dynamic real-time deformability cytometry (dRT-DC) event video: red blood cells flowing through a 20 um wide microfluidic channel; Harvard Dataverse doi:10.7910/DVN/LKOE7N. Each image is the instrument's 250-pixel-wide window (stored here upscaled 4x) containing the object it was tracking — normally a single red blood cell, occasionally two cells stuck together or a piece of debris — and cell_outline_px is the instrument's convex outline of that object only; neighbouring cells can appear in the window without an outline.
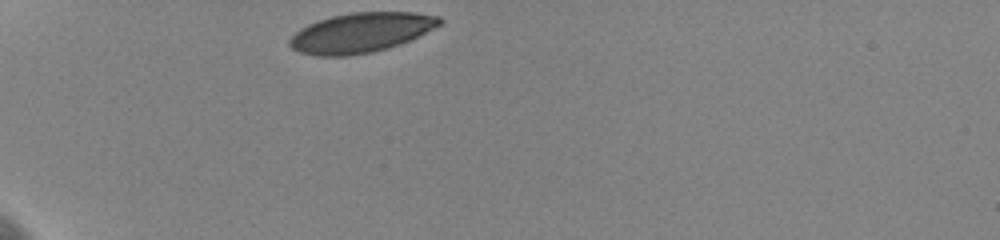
{"species": "human", "species_latin": "Homo sapiens", "temperature_condition": "cold", "stored_images_in_passage": 33, "camera_frame_rate_fps": 3000, "um_per_image_px": 0.085, "donor": {"sex": "female"}, "frame": {"image": 1, "passage_image": 1, "time_ms": 0.0, "image_size_px": [1000, 240], "cell_outline_px": [[444, 20], [440, 24], [400, 44], [388, 48], [372, 52], [348, 56], [316, 56], [300, 52], [292, 48], [288, 44], [288, 40], [300, 28], [308, 24], [332, 16], [352, 12], [416, 12], [440, 16]], "centroid_in_image_um": [30.66, 2.77], "position_along_channel_um": 54.3, "area_um2": 34.56}}
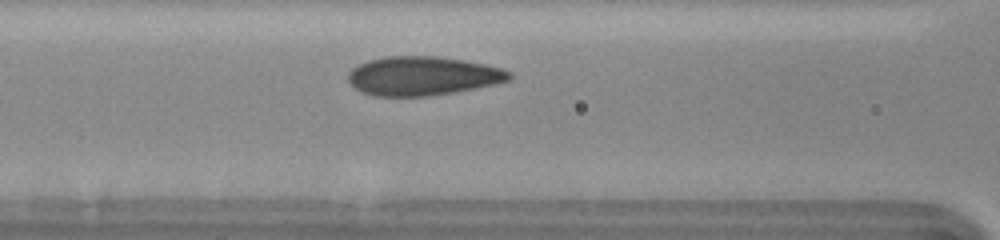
{"frame": {"image": 2, "passage_image": 10, "time_ms": 3.0, "image_size_px": [1000, 240], "cell_outline_px": [[512, 76], [508, 80], [496, 84], [476, 88], [428, 96], [372, 96], [360, 92], [348, 80], [348, 72], [352, 68], [368, 60], [384, 56], [436, 56], [464, 60], [484, 64], [500, 68], [512, 72]], "centroid_in_image_um": [35.91, 6.45], "position_along_channel_um": 130.7, "area_um2": 36.59}}
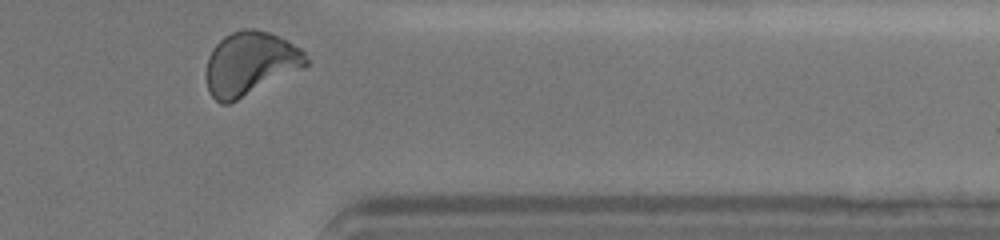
{"frame": {"image": 3, "passage_image": 32, "time_ms": 10.333, "image_size_px": [1000, 240], "cell_outline_px": [[308, 64], [304, 68], [228, 104], [220, 104], [208, 92], [208, 56], [212, 48], [224, 36], [232, 32], [244, 28], [256, 28], [268, 32], [300, 48], [304, 52], [308, 60]], "centroid_in_image_um": [21.27, 5.39], "position_along_channel_um": 390.1, "area_um2": 36.59}, "authors_computed_cell_mechanics": {"area_um2": 35.6626, "velocity_mm_per_s": 3.5677, "shape_relaxation_time_tau1_ms": 4.242, "shape_relaxation_time_tau2_ms": null, "deformation_change_tau1": 0.122, "deformation_change_tau2": null}}